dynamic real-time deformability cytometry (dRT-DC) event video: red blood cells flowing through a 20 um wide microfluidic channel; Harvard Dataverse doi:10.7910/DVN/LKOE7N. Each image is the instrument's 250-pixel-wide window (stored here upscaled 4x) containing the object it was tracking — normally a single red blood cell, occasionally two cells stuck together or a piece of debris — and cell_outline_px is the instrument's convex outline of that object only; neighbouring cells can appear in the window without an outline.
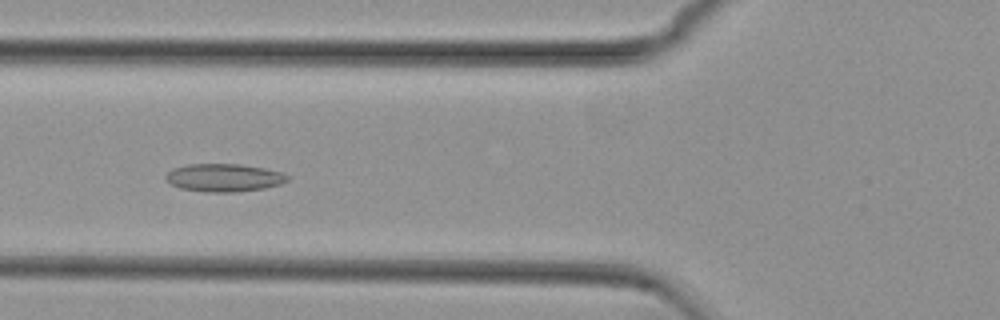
{"species": "common noctule bat (a hibernating species)", "species_latin": "Nyctalus noctula", "temperature_condition": "cold", "stored_images_in_passage": 41, "camera_frame_rate_fps": 3000, "um_per_image_px": 0.085, "animal": {"sex": "female", "body_mass_g": 29.2, "forearm_length_mm": 56.3}, "frame": {"image": 1, "passage_image": 7, "time_ms": 2.0, "image_size_px": [1000, 320], "cell_outline_px": [[288, 180], [280, 184], [264, 188], [236, 192], [208, 192], [180, 188], [172, 184], [164, 176], [172, 168], [188, 164], [240, 164], [264, 168], [284, 172], [288, 176]], "centroid_in_image_um": [19.05, 15.09], "position_along_channel_um": 106.7, "area_um2": 19.77}}
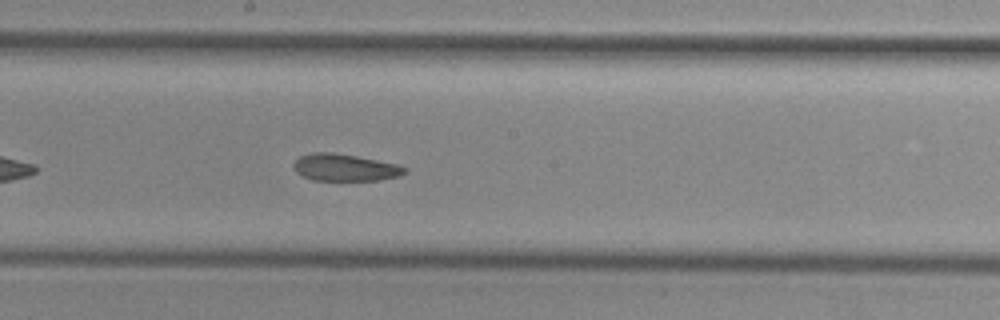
{"frame": {"image": 2, "passage_image": 16, "time_ms": 5.0, "image_size_px": [1000, 320], "cell_outline_px": [[408, 168], [400, 176], [380, 180], [312, 180], [296, 172], [292, 164], [300, 156], [312, 152], [332, 152], [356, 156], [396, 164]], "centroid_in_image_um": [29.29, 14.24], "position_along_channel_um": 218.9, "area_um2": 17.4}}
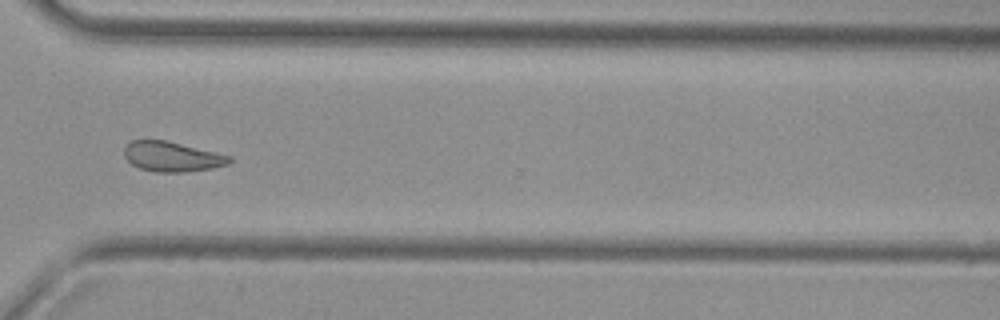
{"frame": {"image": 3, "passage_image": 27, "time_ms": 8.667, "image_size_px": [1000, 320], "cell_outline_px": [[232, 160], [228, 164], [212, 168], [184, 172], [156, 172], [140, 168], [132, 164], [124, 156], [124, 148], [132, 140], [164, 140], [216, 152], [232, 156]], "centroid_in_image_um": [14.63, 13.32], "position_along_channel_um": 356.0, "area_um2": 18.21}, "authors_computed_cell_mechanics": {"area_um2": 19.0162, "velocity_mm_per_s": 3.736, "shape_relaxation_time_tau1_ms": null, "shape_relaxation_time_tau2_ms": 2.9054, "deformation_change_tau1": null, "deformation_change_tau2": 0.0924}}